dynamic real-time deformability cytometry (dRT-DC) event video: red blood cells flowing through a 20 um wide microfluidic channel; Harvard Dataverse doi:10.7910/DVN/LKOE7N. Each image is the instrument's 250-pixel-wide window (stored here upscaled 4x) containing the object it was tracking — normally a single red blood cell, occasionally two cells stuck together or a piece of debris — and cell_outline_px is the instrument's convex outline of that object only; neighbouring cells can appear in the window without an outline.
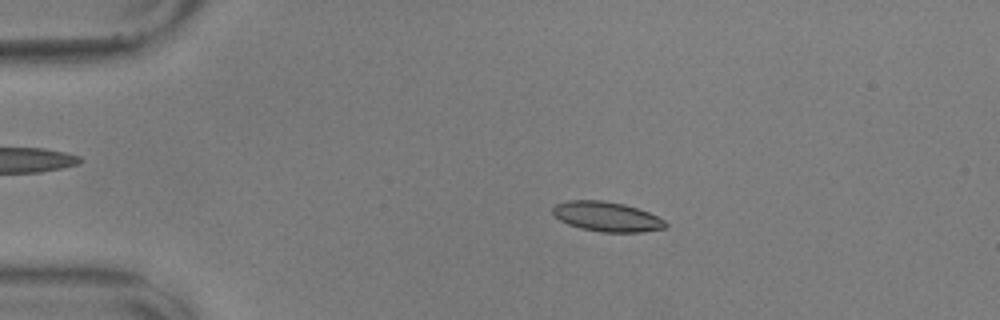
{"species": "common noctule bat (a hibernating species)", "species_latin": "Nyctalus noctula", "temperature_condition": "warm", "stored_images_in_passage": 56, "camera_frame_rate_fps": 3000, "um_per_image_px": 0.085, "animal": {"sex": "male", "body_mass_g": 17.9, "forearm_length_mm": 54.2}, "frame": {"image": 1, "passage_image": 11, "time_ms": 3.333, "image_size_px": [1000, 320], "cell_outline_px": [[668, 224], [664, 228], [640, 232], [600, 232], [580, 228], [568, 224], [560, 220], [552, 212], [552, 208], [556, 204], [568, 200], [604, 200], [624, 204], [648, 212], [664, 220]], "centroid_in_image_um": [51.56, 18.41], "position_along_channel_um": 33.4, "area_um2": 19.48}}
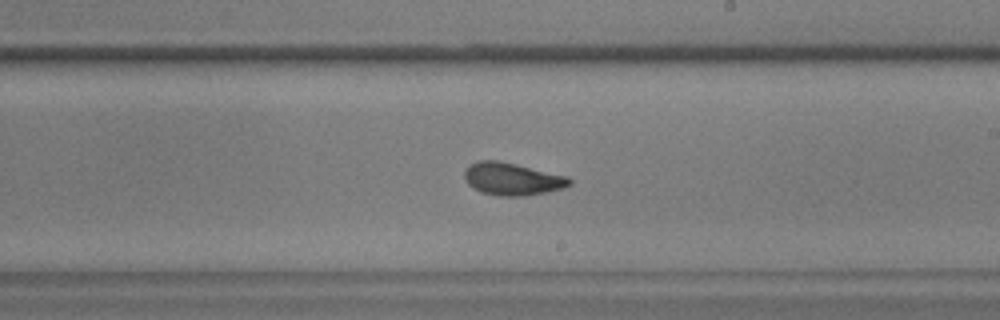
{"frame": {"image": 2, "passage_image": 33, "time_ms": 10.667, "image_size_px": [1000, 320], "cell_outline_px": [[572, 184], [560, 188], [544, 192], [524, 196], [500, 196], [480, 192], [472, 188], [464, 180], [464, 172], [476, 160], [496, 160], [568, 176], [572, 180]], "centroid_in_image_um": [43.5, 15.22], "position_along_channel_um": 245.5, "area_um2": 19.71}}
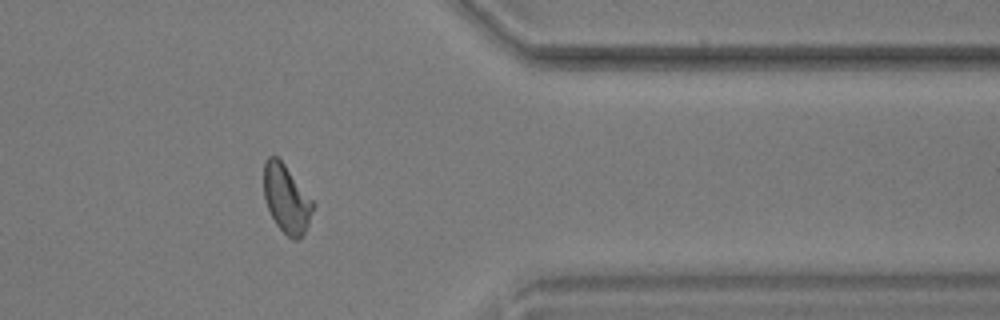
{"frame": {"image": 3, "passage_image": 46, "time_ms": 15.0, "image_size_px": [1000, 320], "cell_outline_px": [[316, 204], [308, 224], [300, 240], [292, 240], [276, 224], [268, 208], [264, 196], [264, 160], [268, 156], [276, 156], [284, 164]], "centroid_in_image_um": [24.36, 16.91], "position_along_channel_um": 387.0, "area_um2": 19.42}, "authors_computed_cell_mechanics": {"area_um2": 19.5075, "velocity_mm_per_s": 3.5661, "shape_relaxation_time_tau1_ms": 3.4958, "shape_relaxation_time_tau2_ms": 1.602, "deformation_change_tau1": 0.1632, "deformation_change_tau2": 0.0867}}